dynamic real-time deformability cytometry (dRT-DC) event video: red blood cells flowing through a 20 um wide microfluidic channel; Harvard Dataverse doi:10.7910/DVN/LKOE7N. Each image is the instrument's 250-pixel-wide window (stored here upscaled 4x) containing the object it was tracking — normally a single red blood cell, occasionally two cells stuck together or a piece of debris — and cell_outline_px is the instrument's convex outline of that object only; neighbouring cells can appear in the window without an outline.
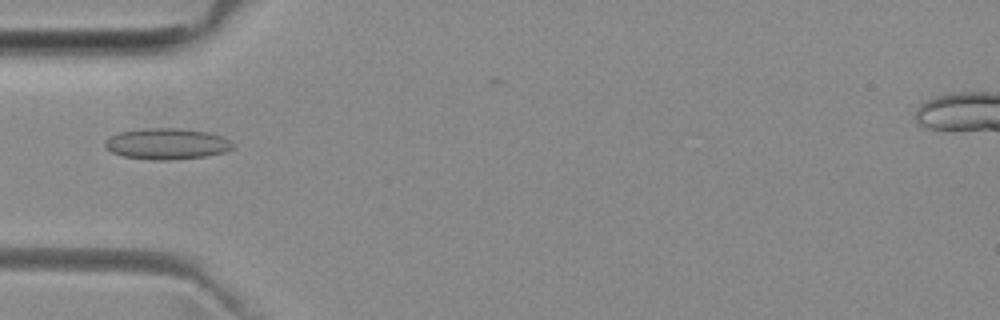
{"species": "common noctule bat (a hibernating species)", "species_latin": "Nyctalus noctula", "temperature_condition": "room temperature", "stored_images_in_passage": 4, "camera_frame_rate_fps": 3000, "um_per_image_px": 0.085, "animal": {"sex": "female", "body_mass_g": 29.2, "forearm_length_mm": 56.3}, "frame": {"image": 1, "passage_image": 3, "time_ms": 3.333, "image_size_px": [1000, 320], "cell_outline_px": [[236, 144], [232, 148], [224, 152], [204, 156], [168, 160], [152, 160], [124, 156], [112, 152], [104, 144], [104, 140], [108, 136], [120, 132], [144, 128], [180, 128], [208, 132], [224, 136]], "centroid_in_image_um": [14.2, 12.21], "position_along_channel_um": 70.8, "area_um2": 23.24}}
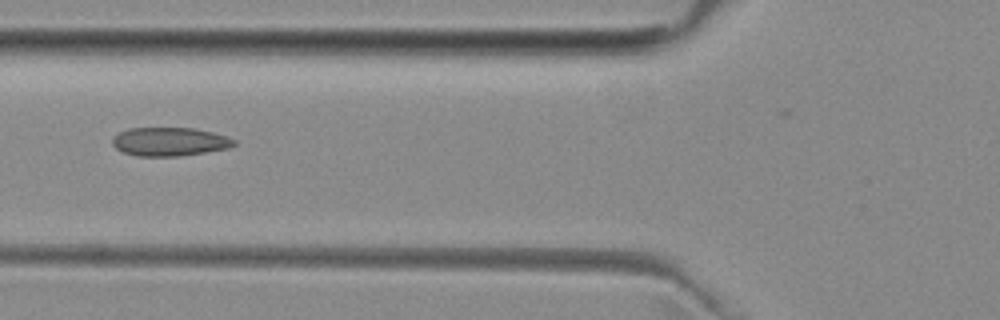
{"frame": {"image": 2, "passage_image": 4, "time_ms": 4.333, "image_size_px": [1000, 320], "cell_outline_px": [[236, 144], [228, 148], [180, 156], [136, 156], [124, 152], [116, 148], [112, 144], [112, 136], [128, 128], [196, 128], [228, 136], [236, 140]], "centroid_in_image_um": [14.42, 12.03], "position_along_channel_um": 111.4, "area_um2": 20.35}}